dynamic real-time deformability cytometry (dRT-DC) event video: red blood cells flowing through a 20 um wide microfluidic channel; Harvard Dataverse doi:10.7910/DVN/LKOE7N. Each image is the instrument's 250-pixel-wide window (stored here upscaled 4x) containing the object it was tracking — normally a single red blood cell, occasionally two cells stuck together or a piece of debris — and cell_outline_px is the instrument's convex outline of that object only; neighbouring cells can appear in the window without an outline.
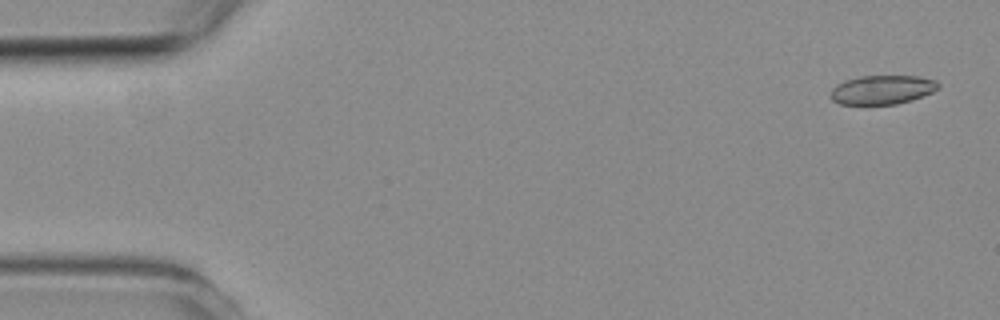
{"species": "common noctule bat (a hibernating species)", "species_latin": "Nyctalus noctula", "temperature_condition": "room temperature", "stored_images_in_passage": 4, "camera_frame_rate_fps": 3000, "um_per_image_px": 0.085, "animal": {"sex": "female", "body_mass_g": 19.3, "forearm_length_mm": 54.1}, "frame": {"image": 1, "passage_image": 1, "time_ms": 0.0, "image_size_px": [1000, 320], "cell_outline_px": [[940, 88], [924, 96], [912, 100], [896, 104], [840, 104], [832, 100], [828, 96], [832, 88], [836, 84], [844, 80], [860, 76], [916, 76], [936, 80], [940, 84]], "centroid_in_image_um": [74.98, 7.63], "position_along_channel_um": 10.0, "area_um2": 18.44}}
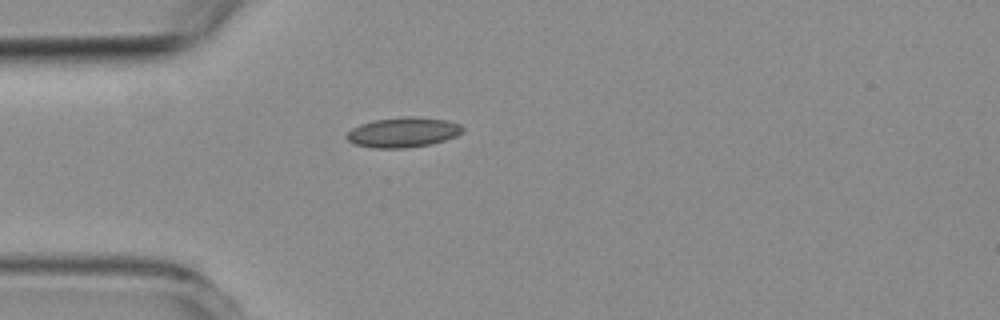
{"frame": {"image": 2, "passage_image": 4, "time_ms": 4.0, "image_size_px": [1000, 320], "cell_outline_px": [[464, 132], [456, 136], [432, 144], [408, 148], [372, 148], [356, 144], [348, 140], [344, 136], [352, 128], [360, 124], [376, 120], [404, 116], [412, 116], [444, 120], [460, 124], [464, 128]], "centroid_in_image_um": [34.27, 11.25], "position_along_channel_um": 50.7, "area_um2": 20.29}}